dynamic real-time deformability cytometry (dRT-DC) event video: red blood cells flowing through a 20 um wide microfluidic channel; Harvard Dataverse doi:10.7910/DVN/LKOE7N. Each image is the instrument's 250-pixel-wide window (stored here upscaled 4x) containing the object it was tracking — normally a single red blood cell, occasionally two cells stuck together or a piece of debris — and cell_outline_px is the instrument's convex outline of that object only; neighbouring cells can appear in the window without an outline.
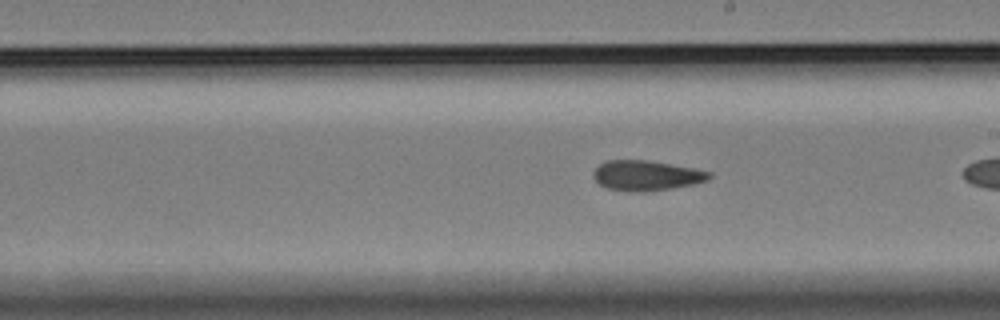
{"species": "Egyptian fruit bat (a non-hibernating species)", "species_latin": "Rousettus aegyptiacus", "temperature_condition": "cold", "stored_images_in_passage": 16, "camera_frame_rate_fps": 3000, "um_per_image_px": 0.085, "animal": {"sex": "female"}, "frame": {"image": 1, "passage_image": 14, "time_ms": 4.333, "image_size_px": [1000, 320], "cell_outline_px": [[712, 176], [708, 180], [692, 184], [672, 188], [644, 192], [636, 192], [608, 188], [600, 184], [592, 176], [592, 172], [600, 164], [608, 160], [648, 160], [692, 168], [712, 172]], "centroid_in_image_um": [54.94, 14.91], "position_along_channel_um": 234.1, "area_um2": 20.17}}